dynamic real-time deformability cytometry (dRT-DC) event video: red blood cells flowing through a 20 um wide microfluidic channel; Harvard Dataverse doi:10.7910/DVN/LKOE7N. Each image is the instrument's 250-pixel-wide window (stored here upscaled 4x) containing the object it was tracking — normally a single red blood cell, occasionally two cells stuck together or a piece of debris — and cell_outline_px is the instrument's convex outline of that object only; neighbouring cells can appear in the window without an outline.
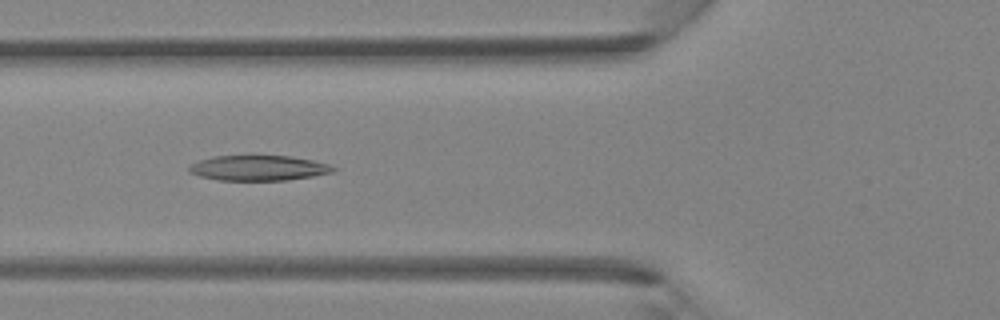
{"species": "Egyptian fruit bat (a non-hibernating species)", "species_latin": "Rousettus aegyptiacus", "temperature_condition": "room temperature", "stored_images_in_passage": 41, "camera_frame_rate_fps": 3000, "um_per_image_px": 0.085, "animal": {"sex": "female"}, "frame": {"image": 1, "passage_image": 15, "time_ms": 4.667, "image_size_px": [1000, 320], "cell_outline_px": [[340, 168], [332, 172], [312, 176], [288, 180], [220, 180], [200, 176], [188, 172], [188, 168], [192, 164], [200, 160], [212, 156], [292, 156], [312, 160], [328, 164]], "centroid_in_image_um": [22.0, 14.28], "position_along_channel_um": 103.8, "area_um2": 21.1}}
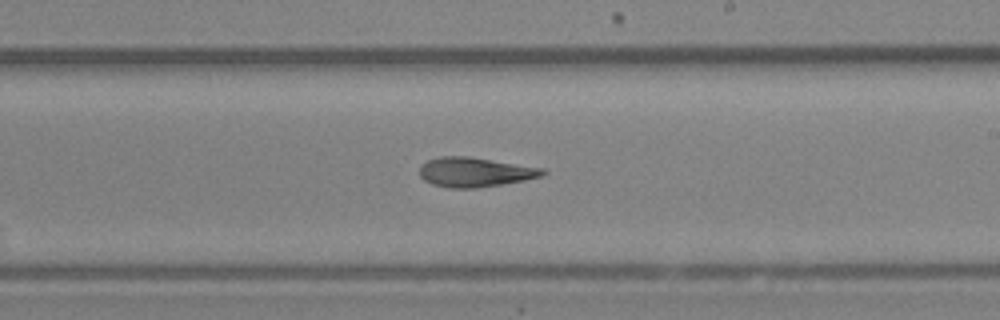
{"frame": {"image": 2, "passage_image": 24, "time_ms": 7.667, "image_size_px": [1000, 320], "cell_outline_px": [[548, 172], [544, 176], [524, 180], [476, 188], [448, 188], [432, 184], [424, 180], [420, 176], [420, 164], [428, 160], [440, 156], [468, 156], [544, 168]], "centroid_in_image_um": [40.37, 14.62], "position_along_channel_um": 248.6, "area_um2": 21.27}}
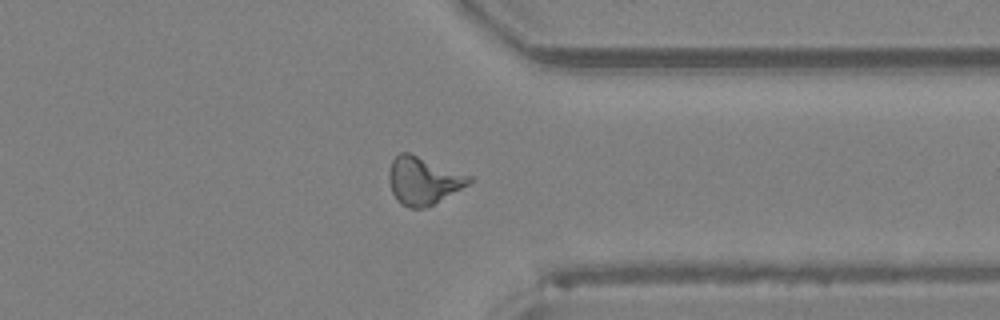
{"frame": {"image": 3, "passage_image": 32, "time_ms": 10.333, "image_size_px": [1000, 320], "cell_outline_px": [[472, 180], [468, 184], [432, 204], [424, 208], [408, 208], [400, 204], [396, 200], [392, 192], [388, 180], [388, 172], [392, 160], [400, 152], [408, 152], [472, 176]], "centroid_in_image_um": [35.93, 15.35], "position_along_channel_um": 375.5, "area_um2": 22.02}}